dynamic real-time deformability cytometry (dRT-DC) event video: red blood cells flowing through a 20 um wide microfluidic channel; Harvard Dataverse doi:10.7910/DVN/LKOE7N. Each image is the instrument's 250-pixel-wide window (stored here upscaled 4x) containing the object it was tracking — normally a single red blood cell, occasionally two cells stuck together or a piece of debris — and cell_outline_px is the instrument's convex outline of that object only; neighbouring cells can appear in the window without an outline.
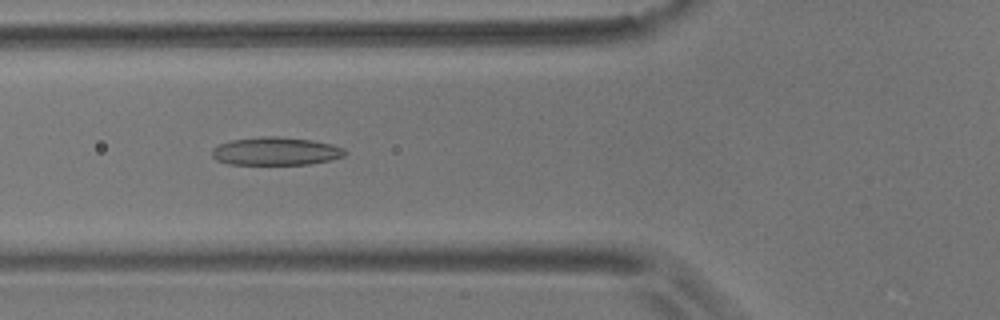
{"species": "common noctule bat (a hibernating species)", "species_latin": "Nyctalus noctula", "temperature_condition": "room temperature", "stored_images_in_passage": 6, "camera_frame_rate_fps": 3000, "um_per_image_px": 0.085, "animal": {"sex": "male", "body_mass_g": 17.9}, "frame": {"image": 1, "passage_image": 6, "time_ms": 1.667, "image_size_px": [1000, 320], "cell_outline_px": [[348, 152], [344, 156], [332, 160], [308, 164], [228, 164], [216, 160], [212, 156], [212, 148], [220, 144], [232, 140], [264, 136], [276, 136], [312, 140], [332, 144], [344, 148]], "centroid_in_image_um": [23.47, 12.85], "position_along_channel_um": 102.3, "area_um2": 21.79}}